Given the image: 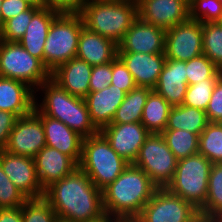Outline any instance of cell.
<instances>
[{
  "instance_id": "6da1fadb",
  "label": "cell",
  "mask_w": 222,
  "mask_h": 222,
  "mask_svg": "<svg viewBox=\"0 0 222 222\" xmlns=\"http://www.w3.org/2000/svg\"><path fill=\"white\" fill-rule=\"evenodd\" d=\"M44 198L62 220L87 222L105 214L102 191L80 167L47 187Z\"/></svg>"
},
{
  "instance_id": "7a4b0ae2",
  "label": "cell",
  "mask_w": 222,
  "mask_h": 222,
  "mask_svg": "<svg viewBox=\"0 0 222 222\" xmlns=\"http://www.w3.org/2000/svg\"><path fill=\"white\" fill-rule=\"evenodd\" d=\"M157 189L141 168L129 164L102 190L104 211L118 222H133Z\"/></svg>"
},
{
  "instance_id": "3957f363",
  "label": "cell",
  "mask_w": 222,
  "mask_h": 222,
  "mask_svg": "<svg viewBox=\"0 0 222 222\" xmlns=\"http://www.w3.org/2000/svg\"><path fill=\"white\" fill-rule=\"evenodd\" d=\"M76 11L84 27L116 44L138 18L137 0H83Z\"/></svg>"
},
{
  "instance_id": "277c9868",
  "label": "cell",
  "mask_w": 222,
  "mask_h": 222,
  "mask_svg": "<svg viewBox=\"0 0 222 222\" xmlns=\"http://www.w3.org/2000/svg\"><path fill=\"white\" fill-rule=\"evenodd\" d=\"M38 91L44 96L41 103L35 97V106L43 114L65 123L83 138L99 132L91 122L84 98L71 95L51 78L35 90Z\"/></svg>"
},
{
  "instance_id": "5b68a950",
  "label": "cell",
  "mask_w": 222,
  "mask_h": 222,
  "mask_svg": "<svg viewBox=\"0 0 222 222\" xmlns=\"http://www.w3.org/2000/svg\"><path fill=\"white\" fill-rule=\"evenodd\" d=\"M128 165L129 163L112 149L100 131L83 138L79 167L89 175L99 190L102 191L111 184Z\"/></svg>"
},
{
  "instance_id": "8992f818",
  "label": "cell",
  "mask_w": 222,
  "mask_h": 222,
  "mask_svg": "<svg viewBox=\"0 0 222 222\" xmlns=\"http://www.w3.org/2000/svg\"><path fill=\"white\" fill-rule=\"evenodd\" d=\"M83 21L76 10H62L53 20L44 44V65L51 72L76 57Z\"/></svg>"
},
{
  "instance_id": "52a82bcc",
  "label": "cell",
  "mask_w": 222,
  "mask_h": 222,
  "mask_svg": "<svg viewBox=\"0 0 222 222\" xmlns=\"http://www.w3.org/2000/svg\"><path fill=\"white\" fill-rule=\"evenodd\" d=\"M212 163L200 153L177 161L172 180L165 187L200 210L205 205Z\"/></svg>"
},
{
  "instance_id": "ba28073f",
  "label": "cell",
  "mask_w": 222,
  "mask_h": 222,
  "mask_svg": "<svg viewBox=\"0 0 222 222\" xmlns=\"http://www.w3.org/2000/svg\"><path fill=\"white\" fill-rule=\"evenodd\" d=\"M0 76L23 81L36 90L51 78V73L18 42L0 40Z\"/></svg>"
},
{
  "instance_id": "9c48e42d",
  "label": "cell",
  "mask_w": 222,
  "mask_h": 222,
  "mask_svg": "<svg viewBox=\"0 0 222 222\" xmlns=\"http://www.w3.org/2000/svg\"><path fill=\"white\" fill-rule=\"evenodd\" d=\"M177 161L162 134L150 133L133 165L141 168L158 188H165L175 174Z\"/></svg>"
},
{
  "instance_id": "30bf717a",
  "label": "cell",
  "mask_w": 222,
  "mask_h": 222,
  "mask_svg": "<svg viewBox=\"0 0 222 222\" xmlns=\"http://www.w3.org/2000/svg\"><path fill=\"white\" fill-rule=\"evenodd\" d=\"M199 210L166 188H158L133 222H193Z\"/></svg>"
},
{
  "instance_id": "8fae6325",
  "label": "cell",
  "mask_w": 222,
  "mask_h": 222,
  "mask_svg": "<svg viewBox=\"0 0 222 222\" xmlns=\"http://www.w3.org/2000/svg\"><path fill=\"white\" fill-rule=\"evenodd\" d=\"M203 54L202 23L188 19L166 30V59L187 62Z\"/></svg>"
},
{
  "instance_id": "7c38bea8",
  "label": "cell",
  "mask_w": 222,
  "mask_h": 222,
  "mask_svg": "<svg viewBox=\"0 0 222 222\" xmlns=\"http://www.w3.org/2000/svg\"><path fill=\"white\" fill-rule=\"evenodd\" d=\"M44 146H46V137L41 118L32 111L16 120L5 151L13 155L34 158Z\"/></svg>"
},
{
  "instance_id": "4fadbf2b",
  "label": "cell",
  "mask_w": 222,
  "mask_h": 222,
  "mask_svg": "<svg viewBox=\"0 0 222 222\" xmlns=\"http://www.w3.org/2000/svg\"><path fill=\"white\" fill-rule=\"evenodd\" d=\"M0 165L9 180L27 199L44 197V190L39 182L32 157L13 155L0 151Z\"/></svg>"
},
{
  "instance_id": "5bb4252c",
  "label": "cell",
  "mask_w": 222,
  "mask_h": 222,
  "mask_svg": "<svg viewBox=\"0 0 222 222\" xmlns=\"http://www.w3.org/2000/svg\"><path fill=\"white\" fill-rule=\"evenodd\" d=\"M100 132L110 143L112 149L129 164H133L141 146L150 134L141 122L111 123Z\"/></svg>"
},
{
  "instance_id": "9a60e30c",
  "label": "cell",
  "mask_w": 222,
  "mask_h": 222,
  "mask_svg": "<svg viewBox=\"0 0 222 222\" xmlns=\"http://www.w3.org/2000/svg\"><path fill=\"white\" fill-rule=\"evenodd\" d=\"M188 0H137L138 17L165 30L189 19Z\"/></svg>"
},
{
  "instance_id": "2e32d148",
  "label": "cell",
  "mask_w": 222,
  "mask_h": 222,
  "mask_svg": "<svg viewBox=\"0 0 222 222\" xmlns=\"http://www.w3.org/2000/svg\"><path fill=\"white\" fill-rule=\"evenodd\" d=\"M165 34V29L145 23L138 17L118 44V52L164 53Z\"/></svg>"
},
{
  "instance_id": "e0dca14e",
  "label": "cell",
  "mask_w": 222,
  "mask_h": 222,
  "mask_svg": "<svg viewBox=\"0 0 222 222\" xmlns=\"http://www.w3.org/2000/svg\"><path fill=\"white\" fill-rule=\"evenodd\" d=\"M33 111L41 118L46 146L53 147L70 156L79 165L82 156L83 137L70 129L65 123L46 116L36 106Z\"/></svg>"
},
{
  "instance_id": "ac0fdd59",
  "label": "cell",
  "mask_w": 222,
  "mask_h": 222,
  "mask_svg": "<svg viewBox=\"0 0 222 222\" xmlns=\"http://www.w3.org/2000/svg\"><path fill=\"white\" fill-rule=\"evenodd\" d=\"M42 189L72 173L79 165L68 155L53 147L44 146L34 157Z\"/></svg>"
},
{
  "instance_id": "d6986e66",
  "label": "cell",
  "mask_w": 222,
  "mask_h": 222,
  "mask_svg": "<svg viewBox=\"0 0 222 222\" xmlns=\"http://www.w3.org/2000/svg\"><path fill=\"white\" fill-rule=\"evenodd\" d=\"M118 57L132 74L136 86H147L151 89L156 86L166 61L164 53L118 52Z\"/></svg>"
},
{
  "instance_id": "ffe728a7",
  "label": "cell",
  "mask_w": 222,
  "mask_h": 222,
  "mask_svg": "<svg viewBox=\"0 0 222 222\" xmlns=\"http://www.w3.org/2000/svg\"><path fill=\"white\" fill-rule=\"evenodd\" d=\"M125 96L126 93L123 90L110 84L103 90L89 92L84 98L91 122L99 131L112 123L116 110Z\"/></svg>"
},
{
  "instance_id": "44dd1931",
  "label": "cell",
  "mask_w": 222,
  "mask_h": 222,
  "mask_svg": "<svg viewBox=\"0 0 222 222\" xmlns=\"http://www.w3.org/2000/svg\"><path fill=\"white\" fill-rule=\"evenodd\" d=\"M187 87L186 62L166 59L153 90L171 106H177L183 104Z\"/></svg>"
},
{
  "instance_id": "7402d4cb",
  "label": "cell",
  "mask_w": 222,
  "mask_h": 222,
  "mask_svg": "<svg viewBox=\"0 0 222 222\" xmlns=\"http://www.w3.org/2000/svg\"><path fill=\"white\" fill-rule=\"evenodd\" d=\"M27 83L0 76V110L18 118L34 110L37 94Z\"/></svg>"
},
{
  "instance_id": "603a6c76",
  "label": "cell",
  "mask_w": 222,
  "mask_h": 222,
  "mask_svg": "<svg viewBox=\"0 0 222 222\" xmlns=\"http://www.w3.org/2000/svg\"><path fill=\"white\" fill-rule=\"evenodd\" d=\"M92 67L74 57L51 72V79L71 95L85 98L90 92Z\"/></svg>"
},
{
  "instance_id": "cb8c5ba5",
  "label": "cell",
  "mask_w": 222,
  "mask_h": 222,
  "mask_svg": "<svg viewBox=\"0 0 222 222\" xmlns=\"http://www.w3.org/2000/svg\"><path fill=\"white\" fill-rule=\"evenodd\" d=\"M62 10L53 6L40 7L32 16L25 34L18 43L44 64V44L54 18Z\"/></svg>"
},
{
  "instance_id": "d4e9b609",
  "label": "cell",
  "mask_w": 222,
  "mask_h": 222,
  "mask_svg": "<svg viewBox=\"0 0 222 222\" xmlns=\"http://www.w3.org/2000/svg\"><path fill=\"white\" fill-rule=\"evenodd\" d=\"M118 56V44L112 40L82 27L76 57L91 66L104 65Z\"/></svg>"
},
{
  "instance_id": "484cf974",
  "label": "cell",
  "mask_w": 222,
  "mask_h": 222,
  "mask_svg": "<svg viewBox=\"0 0 222 222\" xmlns=\"http://www.w3.org/2000/svg\"><path fill=\"white\" fill-rule=\"evenodd\" d=\"M208 123L205 111L177 105L170 109L166 129L186 130L199 136Z\"/></svg>"
},
{
  "instance_id": "4316f807",
  "label": "cell",
  "mask_w": 222,
  "mask_h": 222,
  "mask_svg": "<svg viewBox=\"0 0 222 222\" xmlns=\"http://www.w3.org/2000/svg\"><path fill=\"white\" fill-rule=\"evenodd\" d=\"M171 105L152 90L143 108L141 123L149 133L161 134L167 127Z\"/></svg>"
},
{
  "instance_id": "83f0119b",
  "label": "cell",
  "mask_w": 222,
  "mask_h": 222,
  "mask_svg": "<svg viewBox=\"0 0 222 222\" xmlns=\"http://www.w3.org/2000/svg\"><path fill=\"white\" fill-rule=\"evenodd\" d=\"M152 90L153 89L147 86H136L130 90L116 110L112 123L125 124L141 122L143 108Z\"/></svg>"
},
{
  "instance_id": "f1b7e54d",
  "label": "cell",
  "mask_w": 222,
  "mask_h": 222,
  "mask_svg": "<svg viewBox=\"0 0 222 222\" xmlns=\"http://www.w3.org/2000/svg\"><path fill=\"white\" fill-rule=\"evenodd\" d=\"M199 214L222 221V163L212 164L208 179V191L205 205Z\"/></svg>"
},
{
  "instance_id": "f546056e",
  "label": "cell",
  "mask_w": 222,
  "mask_h": 222,
  "mask_svg": "<svg viewBox=\"0 0 222 222\" xmlns=\"http://www.w3.org/2000/svg\"><path fill=\"white\" fill-rule=\"evenodd\" d=\"M161 134L177 160L198 153L199 136L197 134L178 129H165Z\"/></svg>"
},
{
  "instance_id": "4dcf8cb0",
  "label": "cell",
  "mask_w": 222,
  "mask_h": 222,
  "mask_svg": "<svg viewBox=\"0 0 222 222\" xmlns=\"http://www.w3.org/2000/svg\"><path fill=\"white\" fill-rule=\"evenodd\" d=\"M198 153L204 155L212 164L222 163V125L209 122L199 135Z\"/></svg>"
},
{
  "instance_id": "1f68e13d",
  "label": "cell",
  "mask_w": 222,
  "mask_h": 222,
  "mask_svg": "<svg viewBox=\"0 0 222 222\" xmlns=\"http://www.w3.org/2000/svg\"><path fill=\"white\" fill-rule=\"evenodd\" d=\"M203 54L222 71V27L217 23L202 24Z\"/></svg>"
},
{
  "instance_id": "d6a6232c",
  "label": "cell",
  "mask_w": 222,
  "mask_h": 222,
  "mask_svg": "<svg viewBox=\"0 0 222 222\" xmlns=\"http://www.w3.org/2000/svg\"><path fill=\"white\" fill-rule=\"evenodd\" d=\"M222 71L204 54L186 62L188 85L203 80H218Z\"/></svg>"
},
{
  "instance_id": "836d02e7",
  "label": "cell",
  "mask_w": 222,
  "mask_h": 222,
  "mask_svg": "<svg viewBox=\"0 0 222 222\" xmlns=\"http://www.w3.org/2000/svg\"><path fill=\"white\" fill-rule=\"evenodd\" d=\"M40 7L31 6L28 10L20 13L8 21L4 22L0 27V40L6 42H18L25 34L33 14Z\"/></svg>"
},
{
  "instance_id": "e575fe53",
  "label": "cell",
  "mask_w": 222,
  "mask_h": 222,
  "mask_svg": "<svg viewBox=\"0 0 222 222\" xmlns=\"http://www.w3.org/2000/svg\"><path fill=\"white\" fill-rule=\"evenodd\" d=\"M57 215L44 198H30L22 206L23 222H55Z\"/></svg>"
},
{
  "instance_id": "d590c367",
  "label": "cell",
  "mask_w": 222,
  "mask_h": 222,
  "mask_svg": "<svg viewBox=\"0 0 222 222\" xmlns=\"http://www.w3.org/2000/svg\"><path fill=\"white\" fill-rule=\"evenodd\" d=\"M222 15L219 0H192L189 3V19L204 23H216Z\"/></svg>"
},
{
  "instance_id": "8d00e7d4",
  "label": "cell",
  "mask_w": 222,
  "mask_h": 222,
  "mask_svg": "<svg viewBox=\"0 0 222 222\" xmlns=\"http://www.w3.org/2000/svg\"><path fill=\"white\" fill-rule=\"evenodd\" d=\"M216 82L217 80H203L196 84L188 85L182 105L205 111L208 107Z\"/></svg>"
},
{
  "instance_id": "74e56055",
  "label": "cell",
  "mask_w": 222,
  "mask_h": 222,
  "mask_svg": "<svg viewBox=\"0 0 222 222\" xmlns=\"http://www.w3.org/2000/svg\"><path fill=\"white\" fill-rule=\"evenodd\" d=\"M27 198L9 180L0 165V208H15L23 206Z\"/></svg>"
},
{
  "instance_id": "f35d334b",
  "label": "cell",
  "mask_w": 222,
  "mask_h": 222,
  "mask_svg": "<svg viewBox=\"0 0 222 222\" xmlns=\"http://www.w3.org/2000/svg\"><path fill=\"white\" fill-rule=\"evenodd\" d=\"M110 84L117 86L126 94L136 87L132 74L118 56L112 61V81Z\"/></svg>"
},
{
  "instance_id": "ab89813d",
  "label": "cell",
  "mask_w": 222,
  "mask_h": 222,
  "mask_svg": "<svg viewBox=\"0 0 222 222\" xmlns=\"http://www.w3.org/2000/svg\"><path fill=\"white\" fill-rule=\"evenodd\" d=\"M112 81V62L104 65H95L92 67L90 78V92L103 90L108 87Z\"/></svg>"
},
{
  "instance_id": "60d3db41",
  "label": "cell",
  "mask_w": 222,
  "mask_h": 222,
  "mask_svg": "<svg viewBox=\"0 0 222 222\" xmlns=\"http://www.w3.org/2000/svg\"><path fill=\"white\" fill-rule=\"evenodd\" d=\"M205 112L208 122H220L222 120V75L214 85V90Z\"/></svg>"
},
{
  "instance_id": "b9f144b4",
  "label": "cell",
  "mask_w": 222,
  "mask_h": 222,
  "mask_svg": "<svg viewBox=\"0 0 222 222\" xmlns=\"http://www.w3.org/2000/svg\"><path fill=\"white\" fill-rule=\"evenodd\" d=\"M30 7L31 5L24 0H3L1 5V25Z\"/></svg>"
},
{
  "instance_id": "7bdbcfd3",
  "label": "cell",
  "mask_w": 222,
  "mask_h": 222,
  "mask_svg": "<svg viewBox=\"0 0 222 222\" xmlns=\"http://www.w3.org/2000/svg\"><path fill=\"white\" fill-rule=\"evenodd\" d=\"M17 119L15 114L0 110V151L5 150L9 135Z\"/></svg>"
},
{
  "instance_id": "ee69618b",
  "label": "cell",
  "mask_w": 222,
  "mask_h": 222,
  "mask_svg": "<svg viewBox=\"0 0 222 222\" xmlns=\"http://www.w3.org/2000/svg\"><path fill=\"white\" fill-rule=\"evenodd\" d=\"M0 222H23L22 206L15 208H0Z\"/></svg>"
},
{
  "instance_id": "f6af8a7d",
  "label": "cell",
  "mask_w": 222,
  "mask_h": 222,
  "mask_svg": "<svg viewBox=\"0 0 222 222\" xmlns=\"http://www.w3.org/2000/svg\"><path fill=\"white\" fill-rule=\"evenodd\" d=\"M46 5L59 8L61 10H77L83 0H44Z\"/></svg>"
},
{
  "instance_id": "bcb514c9",
  "label": "cell",
  "mask_w": 222,
  "mask_h": 222,
  "mask_svg": "<svg viewBox=\"0 0 222 222\" xmlns=\"http://www.w3.org/2000/svg\"><path fill=\"white\" fill-rule=\"evenodd\" d=\"M87 222H118L116 219L112 218V217H109L106 213L99 217V218H96L95 220H90V221H87Z\"/></svg>"
},
{
  "instance_id": "7dc6e473",
  "label": "cell",
  "mask_w": 222,
  "mask_h": 222,
  "mask_svg": "<svg viewBox=\"0 0 222 222\" xmlns=\"http://www.w3.org/2000/svg\"><path fill=\"white\" fill-rule=\"evenodd\" d=\"M28 2L31 6H36V7H44L46 6V3L44 0H24Z\"/></svg>"
},
{
  "instance_id": "c3c4849f",
  "label": "cell",
  "mask_w": 222,
  "mask_h": 222,
  "mask_svg": "<svg viewBox=\"0 0 222 222\" xmlns=\"http://www.w3.org/2000/svg\"><path fill=\"white\" fill-rule=\"evenodd\" d=\"M193 222H222V221H218V220L211 219V218H208V217H203V216L200 215Z\"/></svg>"
},
{
  "instance_id": "681fc988",
  "label": "cell",
  "mask_w": 222,
  "mask_h": 222,
  "mask_svg": "<svg viewBox=\"0 0 222 222\" xmlns=\"http://www.w3.org/2000/svg\"><path fill=\"white\" fill-rule=\"evenodd\" d=\"M216 23L222 27V15H221L220 19Z\"/></svg>"
},
{
  "instance_id": "f907efd6",
  "label": "cell",
  "mask_w": 222,
  "mask_h": 222,
  "mask_svg": "<svg viewBox=\"0 0 222 222\" xmlns=\"http://www.w3.org/2000/svg\"><path fill=\"white\" fill-rule=\"evenodd\" d=\"M2 1L3 0H0V27H1V5H2Z\"/></svg>"
},
{
  "instance_id": "816d5d0a",
  "label": "cell",
  "mask_w": 222,
  "mask_h": 222,
  "mask_svg": "<svg viewBox=\"0 0 222 222\" xmlns=\"http://www.w3.org/2000/svg\"><path fill=\"white\" fill-rule=\"evenodd\" d=\"M55 222H70V221H66V220H62V219L57 218V220Z\"/></svg>"
}]
</instances>
